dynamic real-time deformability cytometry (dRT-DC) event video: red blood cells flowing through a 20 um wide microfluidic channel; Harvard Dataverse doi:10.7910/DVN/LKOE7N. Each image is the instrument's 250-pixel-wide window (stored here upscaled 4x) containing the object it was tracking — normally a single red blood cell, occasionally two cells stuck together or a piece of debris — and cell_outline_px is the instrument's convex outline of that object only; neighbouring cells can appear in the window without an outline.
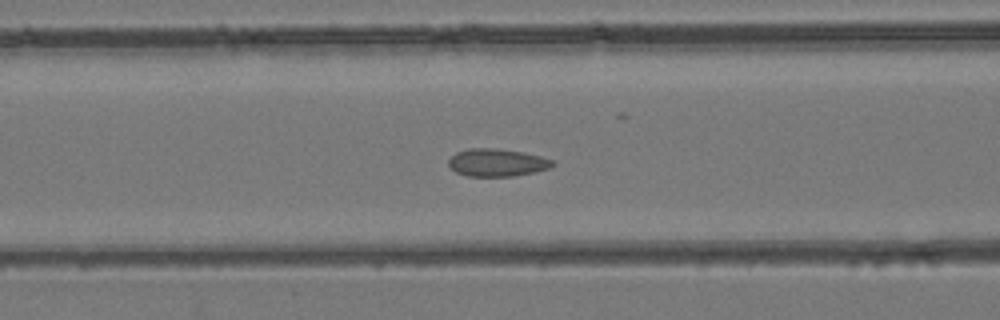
{"species": "common noctule bat (a hibernating species)", "species_latin": "Nyctalus noctula", "temperature_condition": "room temperature", "stored_images_in_passage": 50, "camera_frame_rate_fps": 3000, "um_per_image_px": 0.085, "animal": {"sex": "female", "body_mass_g": 24.6, "forearm_length_mm": 56.2}, "frame": {"image": 1, "passage_image": 21, "time_ms": 6.667, "image_size_px": [1000, 320], "cell_outline_px": [[556, 164], [548, 168], [536, 172], [512, 176], [468, 176], [456, 172], [448, 164], [448, 160], [456, 152], [468, 148], [496, 148], [524, 152], [540, 156], [552, 160]], "centroid_in_image_um": [42.24, 13.81], "position_along_channel_um": 124.4, "area_um2": 16.76}}
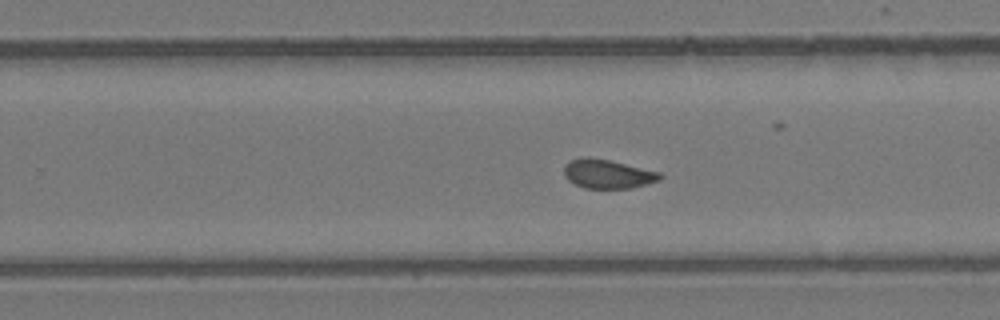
{"frame": {"image": 2, "passage_image": 32, "time_ms": 10.333, "image_size_px": [1000, 320], "cell_outline_px": [[664, 176], [660, 180], [632, 188], [584, 188], [568, 180], [564, 176], [564, 168], [568, 160], [580, 156], [608, 160], [660, 172]], "centroid_in_image_um": [51.63, 14.78], "position_along_channel_um": 278.2, "area_um2": 16.18}}
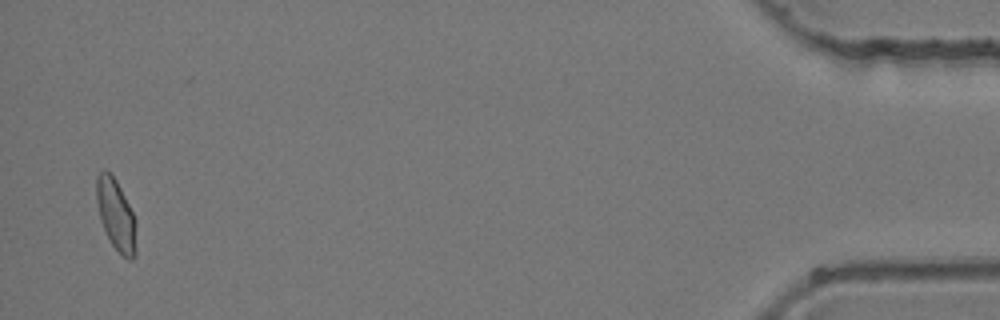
{"frame": {"image": 3, "passage_image": 49, "time_ms": 16.0, "image_size_px": [1000, 320], "cell_outline_px": [[136, 256], [132, 260], [128, 260], [112, 244], [100, 220], [96, 200], [96, 176], [104, 168], [116, 180], [136, 220]], "centroid_in_image_um": [9.86, 18.27], "position_along_channel_um": 425.3, "area_um2": 16.36}}